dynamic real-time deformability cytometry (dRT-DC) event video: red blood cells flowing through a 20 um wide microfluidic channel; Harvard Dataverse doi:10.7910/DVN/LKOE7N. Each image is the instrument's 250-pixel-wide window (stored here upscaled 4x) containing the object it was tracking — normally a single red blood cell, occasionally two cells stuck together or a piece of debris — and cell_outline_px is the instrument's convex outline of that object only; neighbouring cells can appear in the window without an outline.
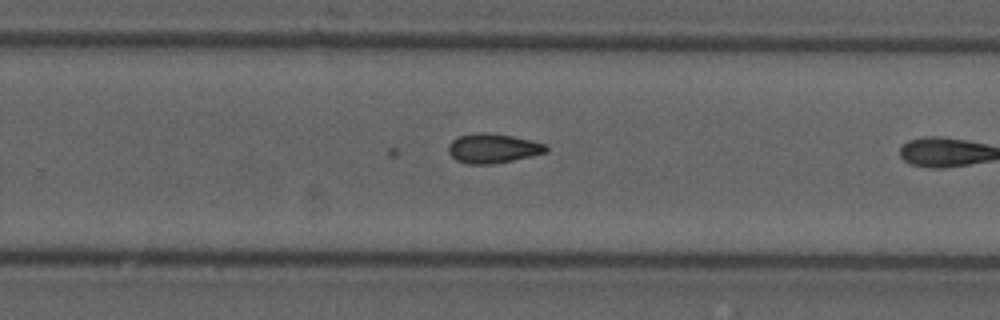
{"species": "common noctule bat (a hibernating species)", "species_latin": "Nyctalus noctula", "temperature_condition": "cold", "stored_images_in_passage": 25, "camera_frame_rate_fps": 3000, "um_per_image_px": 0.085, "animal": {"sex": "male", "forearm_length_mm": 52.5}, "frame": {"image": 1, "passage_image": 21, "time_ms": 6.667, "image_size_px": [1000, 320], "cell_outline_px": [[548, 152], [532, 156], [496, 164], [468, 164], [456, 160], [448, 152], [448, 144], [456, 136], [476, 132], [484, 132], [512, 136], [544, 144], [548, 148]], "centroid_in_image_um": [41.86, 12.61], "position_along_channel_um": 287.9, "area_um2": 16.88}}